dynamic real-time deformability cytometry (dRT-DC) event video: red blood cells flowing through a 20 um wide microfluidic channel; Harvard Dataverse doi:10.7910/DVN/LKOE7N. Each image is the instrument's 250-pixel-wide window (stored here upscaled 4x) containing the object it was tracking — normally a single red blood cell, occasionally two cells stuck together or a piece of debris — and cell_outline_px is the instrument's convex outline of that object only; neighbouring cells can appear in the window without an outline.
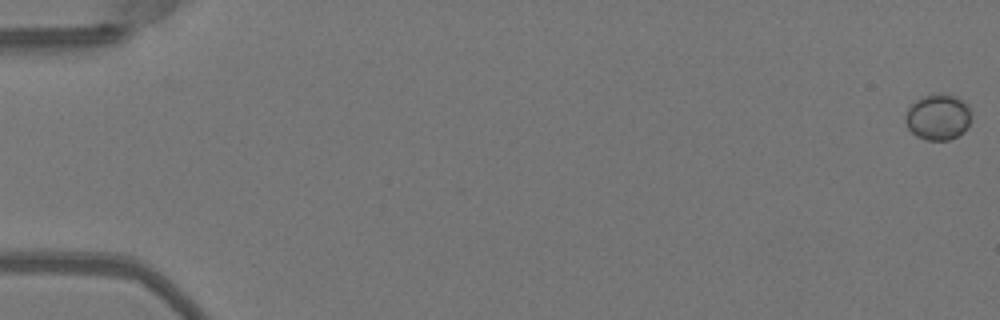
{"species": "Egyptian fruit bat (a non-hibernating species)", "species_latin": "Rousettus aegyptiacus", "temperature_condition": "warm", "stored_images_in_passage": 52, "camera_frame_rate_fps": 3000, "um_per_image_px": 0.085, "animal": {"sex": "female"}, "frame": {"image": 1, "passage_image": 1, "time_ms": 0.0, "image_size_px": [1000, 320], "cell_outline_px": [[972, 120], [968, 128], [964, 132], [948, 140], [924, 140], [916, 136], [908, 128], [904, 120], [908, 108], [916, 100], [924, 96], [956, 96], [968, 104], [972, 112]], "centroid_in_image_um": [79.77, 9.99], "position_along_channel_um": 5.2, "area_um2": 17.57}}
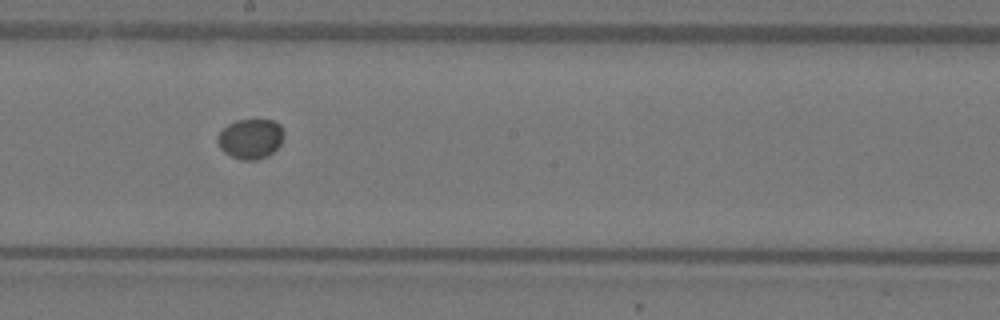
{"frame": {"image": 2, "passage_image": 30, "time_ms": 9.667, "image_size_px": [1000, 320], "cell_outline_px": [[284, 136], [280, 144], [268, 156], [256, 160], [240, 160], [224, 152], [220, 148], [216, 140], [220, 132], [228, 124], [236, 120], [272, 120], [280, 124], [284, 132]], "centroid_in_image_um": [21.3, 11.8], "position_along_channel_um": 226.9, "area_um2": 15.43}}
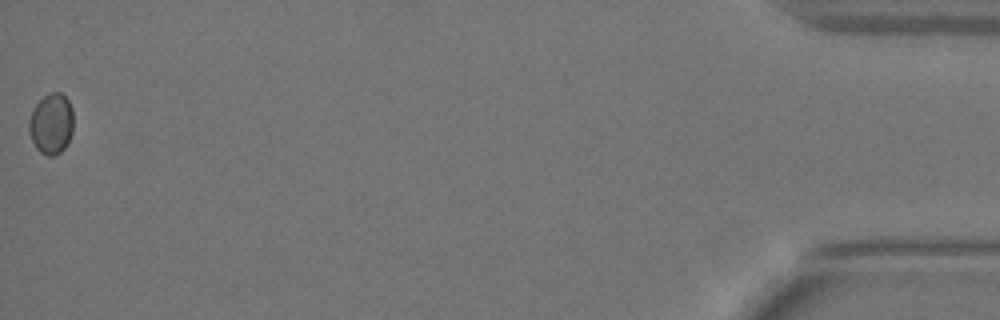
{"frame": {"image": 3, "passage_image": 52, "time_ms": 17.0, "image_size_px": [1000, 320], "cell_outline_px": [[72, 132], [64, 148], [60, 152], [52, 156], [48, 156], [40, 152], [36, 148], [28, 132], [28, 120], [32, 108], [44, 96], [52, 92], [60, 92], [68, 100], [72, 108]], "centroid_in_image_um": [4.33, 10.51], "position_along_channel_um": 430.9, "area_um2": 15.72}}